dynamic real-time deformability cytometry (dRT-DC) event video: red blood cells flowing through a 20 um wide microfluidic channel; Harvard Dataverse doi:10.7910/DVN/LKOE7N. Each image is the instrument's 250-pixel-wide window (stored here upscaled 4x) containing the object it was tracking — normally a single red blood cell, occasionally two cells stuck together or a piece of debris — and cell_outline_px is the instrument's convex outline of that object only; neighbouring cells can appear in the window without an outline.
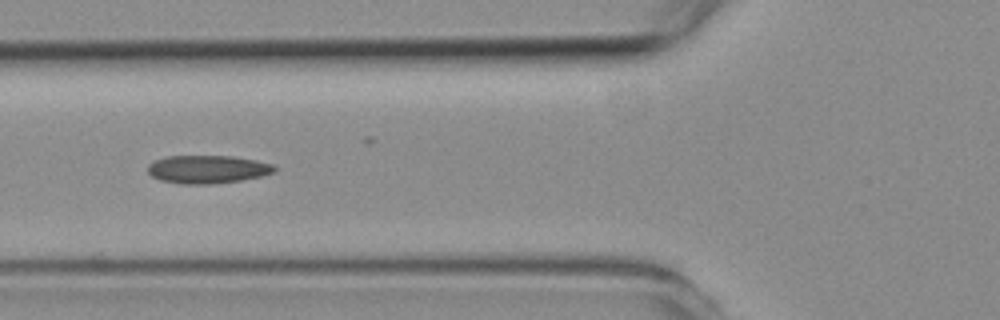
{"species": "common noctule bat (a hibernating species)", "species_latin": "Nyctalus noctula", "temperature_condition": "room temperature", "stored_images_in_passage": 4, "camera_frame_rate_fps": 3000, "um_per_image_px": 0.085, "animal": {"sex": "female", "body_mass_g": 19.3, "forearm_length_mm": 54.1}, "frame": {"image": 1, "passage_image": 4, "time_ms": 3.333, "image_size_px": [1000, 320], "cell_outline_px": [[276, 172], [260, 176], [240, 180], [212, 184], [180, 184], [160, 180], [152, 176], [148, 172], [148, 164], [156, 160], [168, 156], [232, 156], [256, 160], [272, 164], [276, 168]], "centroid_in_image_um": [17.64, 14.39], "position_along_channel_um": 108.2, "area_um2": 20.69}}